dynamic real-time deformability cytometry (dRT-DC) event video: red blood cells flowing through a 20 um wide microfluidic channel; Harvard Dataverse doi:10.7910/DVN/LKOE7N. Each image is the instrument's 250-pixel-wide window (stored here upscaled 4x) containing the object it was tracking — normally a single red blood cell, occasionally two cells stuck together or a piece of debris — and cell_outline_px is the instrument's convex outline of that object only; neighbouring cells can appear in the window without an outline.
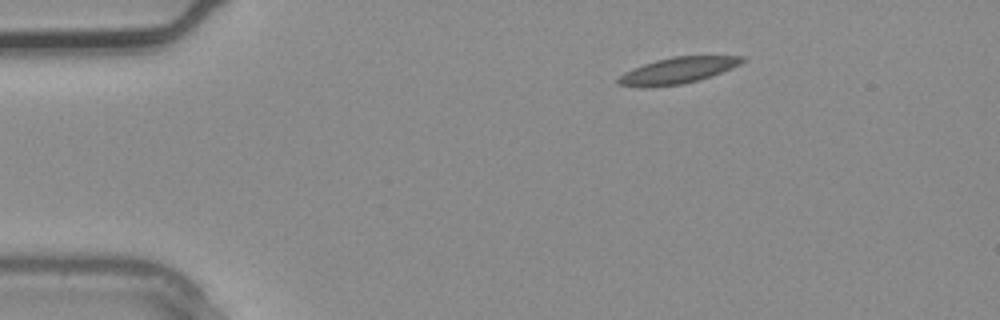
{"species": "common noctule bat (a hibernating species)", "species_latin": "Nyctalus noctula", "temperature_condition": "warm", "stored_images_in_passage": 2, "camera_frame_rate_fps": 3000, "um_per_image_px": 0.085, "animal": {"sex": "male", "body_mass_g": 20.4}, "frame": {"image": 1, "passage_image": 1, "time_ms": 0.0, "image_size_px": [1000, 320], "cell_outline_px": [[748, 60], [732, 68], [712, 76], [700, 80], [680, 84], [644, 88], [640, 88], [620, 84], [616, 80], [624, 72], [644, 64], [656, 60], [672, 56], [748, 56]], "centroid_in_image_um": [57.65, 5.99], "position_along_channel_um": 27.4, "area_um2": 19.07}}